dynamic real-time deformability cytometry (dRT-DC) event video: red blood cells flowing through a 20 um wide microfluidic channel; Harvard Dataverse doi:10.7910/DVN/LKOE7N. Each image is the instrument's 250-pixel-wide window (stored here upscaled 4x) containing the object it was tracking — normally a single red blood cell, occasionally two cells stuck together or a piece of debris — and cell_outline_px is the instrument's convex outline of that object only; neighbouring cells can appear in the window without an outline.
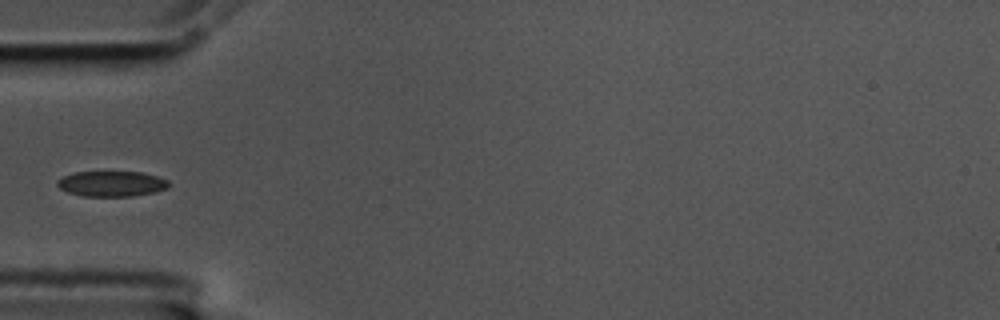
{"species": "common noctule bat (a hibernating species)", "species_latin": "Nyctalus noctula", "temperature_condition": "cold", "stored_images_in_passage": 5, "camera_frame_rate_fps": 3000, "um_per_image_px": 0.085, "animal": {"sex": "male", "body_mass_g": 17.5, "forearm_length_mm": 52.3}, "frame": {"image": 1, "passage_image": 5, "time_ms": 1.333, "image_size_px": [1000, 320], "cell_outline_px": [[168, 188], [156, 192], [132, 196], [84, 196], [68, 192], [60, 188], [56, 184], [56, 180], [64, 176], [76, 172], [140, 172], [156, 176], [168, 180]], "centroid_in_image_um": [9.48, 15.62], "position_along_channel_um": 75.5, "area_um2": 16.42}}